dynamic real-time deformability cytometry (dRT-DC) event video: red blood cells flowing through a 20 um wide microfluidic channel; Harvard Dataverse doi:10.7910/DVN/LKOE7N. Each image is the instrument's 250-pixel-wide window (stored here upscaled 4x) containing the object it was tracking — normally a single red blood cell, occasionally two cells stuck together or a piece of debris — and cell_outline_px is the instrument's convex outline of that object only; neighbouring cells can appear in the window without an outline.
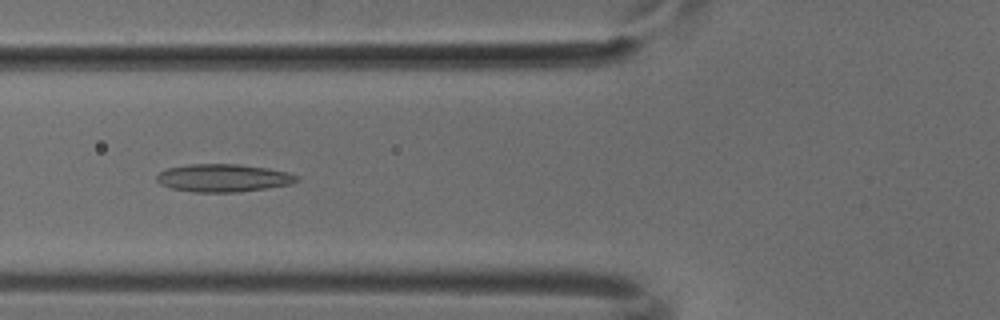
{"species": "common noctule bat (a hibernating species)", "species_latin": "Nyctalus noctula", "temperature_condition": "cold", "stored_images_in_passage": 44, "camera_frame_rate_fps": 3000, "um_per_image_px": 0.085, "animal": {"sex": "male", "body_mass_g": 18.8}, "frame": {"image": 1, "passage_image": 13, "time_ms": 4.0, "image_size_px": [1000, 320], "cell_outline_px": [[300, 180], [292, 184], [240, 192], [192, 192], [172, 188], [160, 184], [156, 180], [156, 176], [160, 172], [168, 168], [192, 164], [240, 164], [268, 168], [288, 172], [296, 176]], "centroid_in_image_um": [18.99, 15.13], "position_along_channel_um": 106.8, "area_um2": 22.72}}
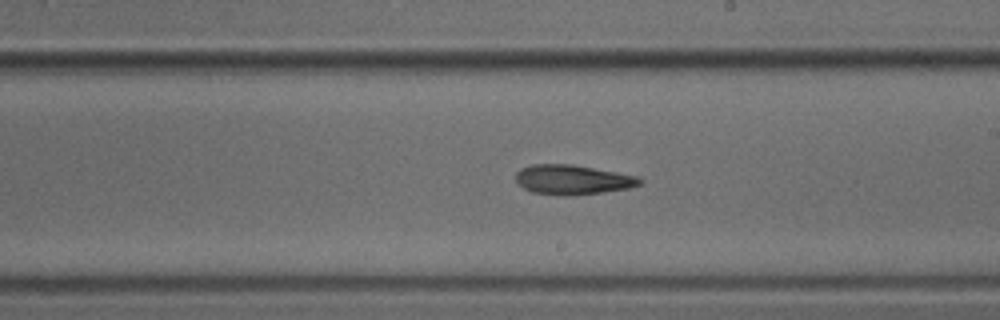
{"frame": {"image": 2, "passage_image": 23, "time_ms": 7.333, "image_size_px": [1000, 320], "cell_outline_px": [[644, 180], [640, 184], [628, 188], [572, 196], [564, 196], [532, 192], [524, 188], [516, 180], [516, 172], [520, 168], [532, 164], [572, 164], [616, 172], [636, 176]], "centroid_in_image_um": [48.64, 15.27], "position_along_channel_um": 240.4, "area_um2": 21.33}}
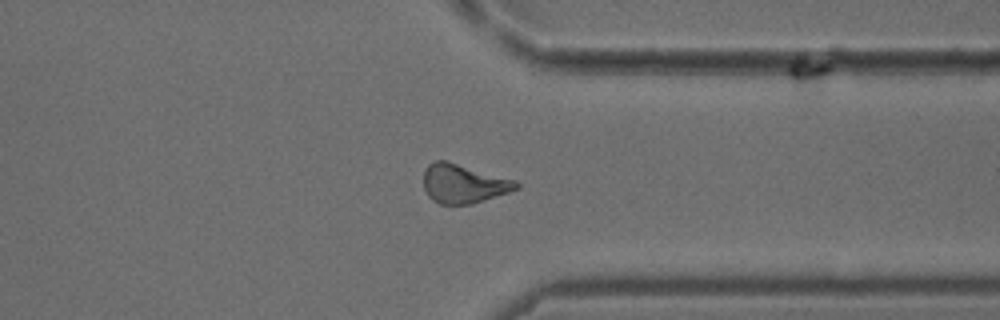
{"frame": {"image": 3, "passage_image": 33, "time_ms": 10.667, "image_size_px": [1000, 320], "cell_outline_px": [[520, 188], [472, 204], [440, 204], [432, 200], [428, 196], [424, 188], [424, 168], [428, 164], [436, 160], [448, 160], [516, 180], [520, 184]], "centroid_in_image_um": [39.39, 15.59], "position_along_channel_um": 372.0, "area_um2": 21.27}}